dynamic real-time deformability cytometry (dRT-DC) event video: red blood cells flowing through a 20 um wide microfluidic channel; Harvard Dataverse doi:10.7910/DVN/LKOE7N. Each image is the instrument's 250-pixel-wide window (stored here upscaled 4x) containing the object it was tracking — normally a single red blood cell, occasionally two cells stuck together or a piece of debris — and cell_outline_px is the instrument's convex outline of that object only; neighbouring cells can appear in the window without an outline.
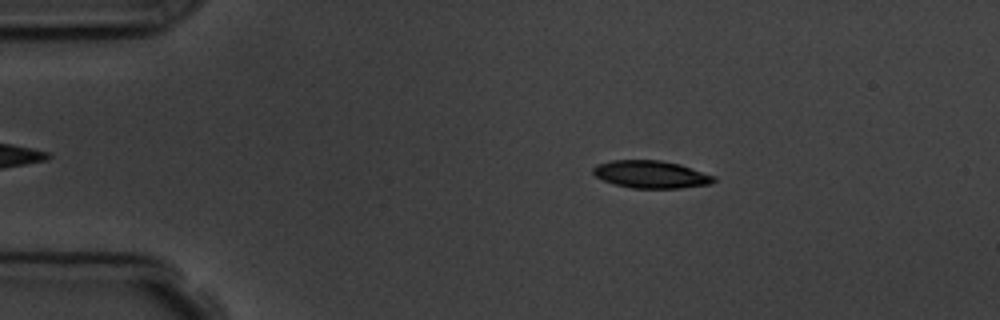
{"species": "common noctule bat (a hibernating species)", "species_latin": "Nyctalus noctula", "temperature_condition": "room temperature", "stored_images_in_passage": 9, "camera_frame_rate_fps": 3000, "um_per_image_px": 0.085, "animal": {"sex": "male", "body_mass_g": 19.5, "forearm_length_mm": 54.6}, "frame": {"image": 1, "passage_image": 2, "time_ms": 1.333, "image_size_px": [1000, 320], "cell_outline_px": [[716, 180], [708, 184], [680, 188], [632, 188], [616, 184], [604, 180], [596, 176], [592, 172], [592, 168], [596, 164], [612, 160], [660, 160], [680, 164], [716, 176]], "centroid_in_image_um": [55.33, 14.81], "position_along_channel_um": 29.7, "area_um2": 19.31}}
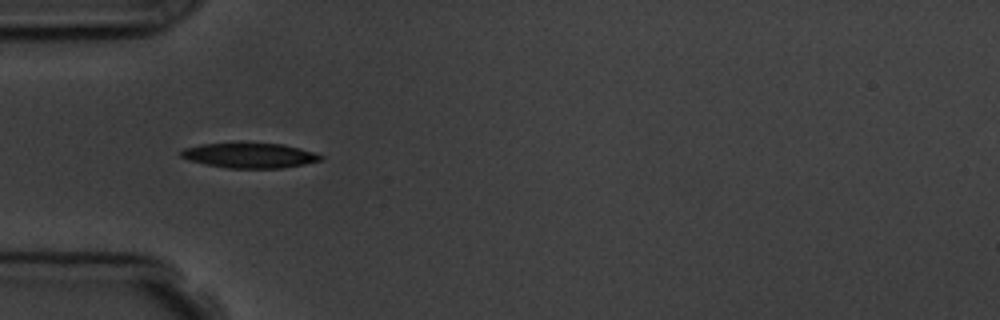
{"frame": {"image": 2, "passage_image": 4, "time_ms": 3.667, "image_size_px": [1000, 320], "cell_outline_px": [[324, 156], [320, 160], [304, 164], [280, 168], [228, 168], [208, 164], [192, 160], [180, 156], [180, 152], [184, 148], [200, 144], [284, 144], [300, 148]], "centroid_in_image_um": [21.24, 13.22], "position_along_channel_um": 63.8, "area_um2": 19.77}}